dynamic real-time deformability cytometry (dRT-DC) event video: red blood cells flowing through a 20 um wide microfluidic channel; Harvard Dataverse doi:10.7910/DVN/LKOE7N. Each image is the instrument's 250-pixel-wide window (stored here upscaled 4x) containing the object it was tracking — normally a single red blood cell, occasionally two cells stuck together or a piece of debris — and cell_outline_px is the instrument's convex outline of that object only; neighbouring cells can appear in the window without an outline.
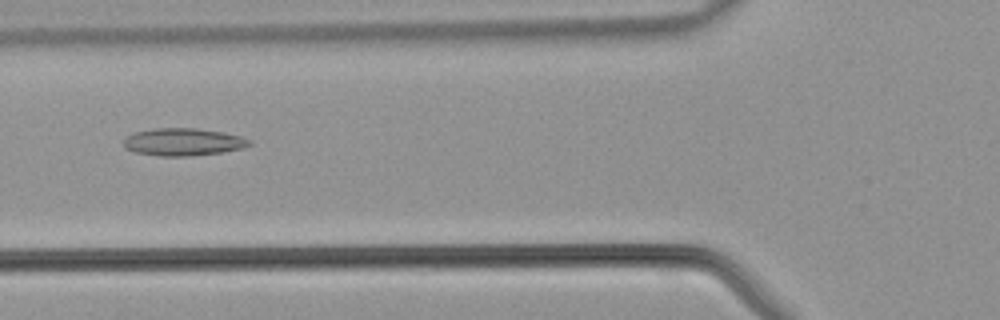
{"species": "common noctule bat (a hibernating species)", "species_latin": "Nyctalus noctula", "temperature_condition": "warm", "stored_images_in_passage": 39, "camera_frame_rate_fps": 3000, "um_per_image_px": 0.085, "animal": {"sex": "male", "body_mass_g": 21.5, "forearm_length_mm": 52.0}, "frame": {"image": 1, "passage_image": 12, "time_ms": 3.667, "image_size_px": [1000, 320], "cell_outline_px": [[252, 144], [240, 148], [220, 152], [184, 156], [160, 156], [136, 152], [124, 148], [124, 140], [128, 136], [136, 132], [156, 128], [196, 128], [224, 132], [240, 136], [248, 140]], "centroid_in_image_um": [15.54, 12.06], "position_along_channel_um": 110.3, "area_um2": 19.77}}
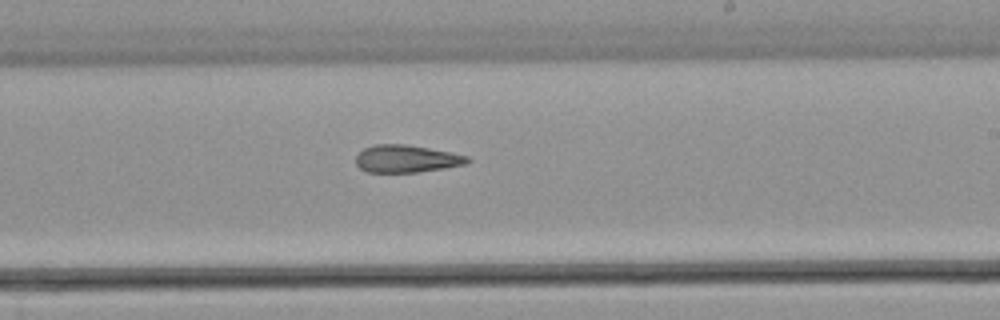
{"frame": {"image": 2, "passage_image": 21, "time_ms": 6.667, "image_size_px": [1000, 320], "cell_outline_px": [[472, 160], [464, 164], [444, 168], [416, 172], [368, 172], [360, 168], [356, 164], [356, 156], [364, 148], [372, 144], [408, 144], [468, 156]], "centroid_in_image_um": [34.52, 13.49], "position_along_channel_um": 254.5, "area_um2": 17.74}}
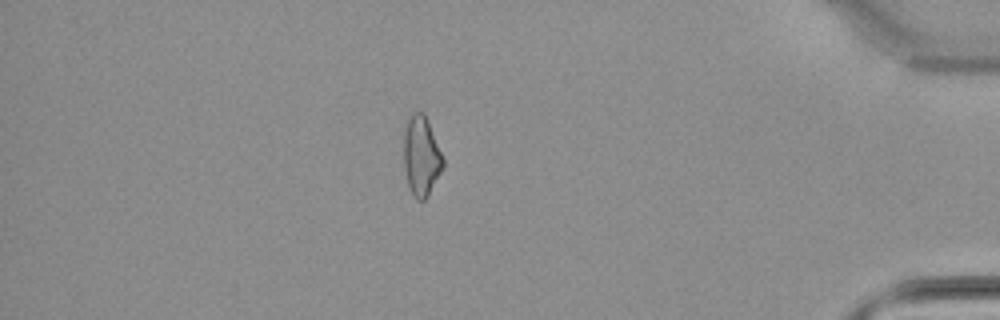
{"frame": {"image": 3, "passage_image": 33, "time_ms": 10.667, "image_size_px": [1000, 320], "cell_outline_px": [[444, 168], [428, 196], [424, 200], [416, 200], [412, 196], [408, 184], [404, 168], [404, 136], [408, 116], [412, 112], [424, 112], [428, 120], [444, 160]], "centroid_in_image_um": [35.81, 13.28], "position_along_channel_um": 399.4, "area_um2": 18.44}}